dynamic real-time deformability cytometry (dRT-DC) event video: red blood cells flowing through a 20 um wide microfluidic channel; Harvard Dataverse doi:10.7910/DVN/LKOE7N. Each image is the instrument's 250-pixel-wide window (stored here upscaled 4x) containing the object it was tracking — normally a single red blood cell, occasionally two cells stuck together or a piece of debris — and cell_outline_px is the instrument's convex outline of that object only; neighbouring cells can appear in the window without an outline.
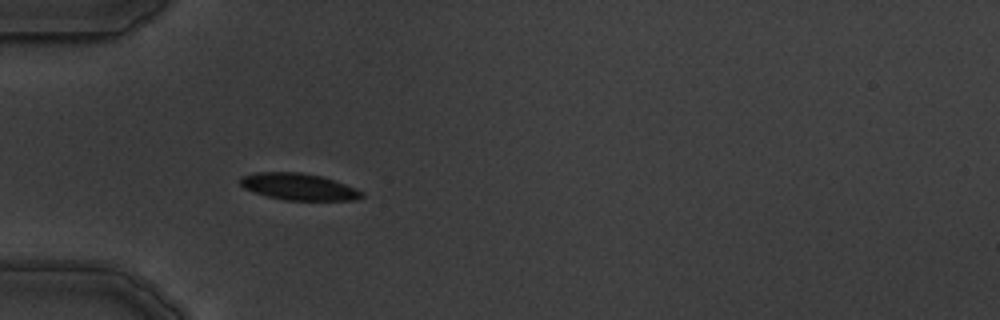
{"species": "common noctule bat (a hibernating species)", "species_latin": "Nyctalus noctula", "temperature_condition": "warm", "stored_images_in_passage": 7, "camera_frame_rate_fps": 3000, "um_per_image_px": 0.085, "animal": {"sex": "male", "body_mass_g": 19.5, "forearm_length_mm": 54.6}, "frame": {"image": 1, "passage_image": 6, "time_ms": 6.0, "image_size_px": [1000, 320], "cell_outline_px": [[364, 196], [356, 200], [284, 200], [268, 196], [244, 188], [240, 184], [240, 176], [256, 172], [300, 172], [320, 176], [356, 188], [364, 192]], "centroid_in_image_um": [25.38, 15.87], "position_along_channel_um": 59.6, "area_um2": 18.79}}
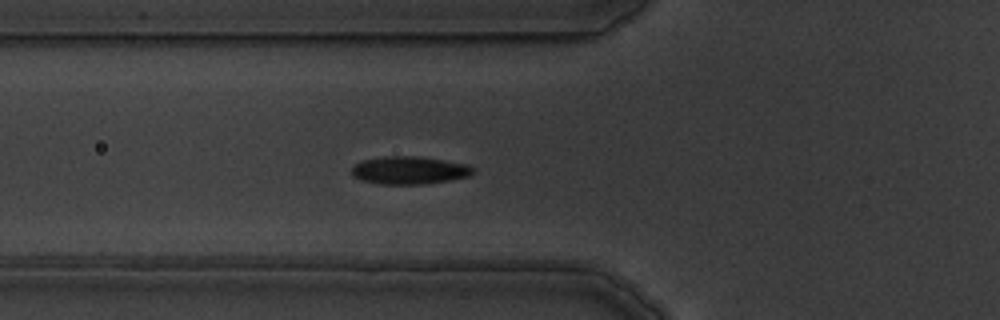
{"frame": {"image": 2, "passage_image": 7, "time_ms": 7.0, "image_size_px": [1000, 320], "cell_outline_px": [[476, 172], [468, 176], [428, 184], [376, 184], [360, 180], [352, 176], [352, 168], [356, 164], [364, 160], [384, 156], [416, 156], [468, 164], [476, 168]], "centroid_in_image_um": [34.81, 14.48], "position_along_channel_um": 91.0, "area_um2": 19.77}}